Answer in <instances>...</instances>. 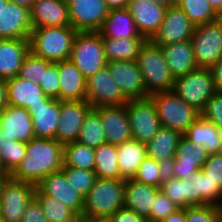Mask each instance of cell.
<instances>
[{
    "label": "cell",
    "instance_id": "cell-1",
    "mask_svg": "<svg viewBox=\"0 0 222 222\" xmlns=\"http://www.w3.org/2000/svg\"><path fill=\"white\" fill-rule=\"evenodd\" d=\"M63 154L64 145L57 140L34 137L27 143L24 159L9 176L36 186L46 176L62 169Z\"/></svg>",
    "mask_w": 222,
    "mask_h": 222
},
{
    "label": "cell",
    "instance_id": "cell-2",
    "mask_svg": "<svg viewBox=\"0 0 222 222\" xmlns=\"http://www.w3.org/2000/svg\"><path fill=\"white\" fill-rule=\"evenodd\" d=\"M77 31L72 26L33 27L30 37V52L51 63L70 58Z\"/></svg>",
    "mask_w": 222,
    "mask_h": 222
},
{
    "label": "cell",
    "instance_id": "cell-3",
    "mask_svg": "<svg viewBox=\"0 0 222 222\" xmlns=\"http://www.w3.org/2000/svg\"><path fill=\"white\" fill-rule=\"evenodd\" d=\"M124 184L121 179L96 178L84 197L83 218L111 217L124 206Z\"/></svg>",
    "mask_w": 222,
    "mask_h": 222
},
{
    "label": "cell",
    "instance_id": "cell-4",
    "mask_svg": "<svg viewBox=\"0 0 222 222\" xmlns=\"http://www.w3.org/2000/svg\"><path fill=\"white\" fill-rule=\"evenodd\" d=\"M136 62L149 95L173 89L174 78L168 69L160 46L151 40H146L139 51Z\"/></svg>",
    "mask_w": 222,
    "mask_h": 222
},
{
    "label": "cell",
    "instance_id": "cell-5",
    "mask_svg": "<svg viewBox=\"0 0 222 222\" xmlns=\"http://www.w3.org/2000/svg\"><path fill=\"white\" fill-rule=\"evenodd\" d=\"M160 124L184 135L200 113L181 99L174 91L152 93Z\"/></svg>",
    "mask_w": 222,
    "mask_h": 222
},
{
    "label": "cell",
    "instance_id": "cell-6",
    "mask_svg": "<svg viewBox=\"0 0 222 222\" xmlns=\"http://www.w3.org/2000/svg\"><path fill=\"white\" fill-rule=\"evenodd\" d=\"M88 79L107 65L102 37L99 32H77L69 58Z\"/></svg>",
    "mask_w": 222,
    "mask_h": 222
},
{
    "label": "cell",
    "instance_id": "cell-7",
    "mask_svg": "<svg viewBox=\"0 0 222 222\" xmlns=\"http://www.w3.org/2000/svg\"><path fill=\"white\" fill-rule=\"evenodd\" d=\"M172 91L199 113L207 100L217 92L209 68H197L174 79Z\"/></svg>",
    "mask_w": 222,
    "mask_h": 222
},
{
    "label": "cell",
    "instance_id": "cell-8",
    "mask_svg": "<svg viewBox=\"0 0 222 222\" xmlns=\"http://www.w3.org/2000/svg\"><path fill=\"white\" fill-rule=\"evenodd\" d=\"M190 41L198 68H210L222 58L221 22L196 25Z\"/></svg>",
    "mask_w": 222,
    "mask_h": 222
},
{
    "label": "cell",
    "instance_id": "cell-9",
    "mask_svg": "<svg viewBox=\"0 0 222 222\" xmlns=\"http://www.w3.org/2000/svg\"><path fill=\"white\" fill-rule=\"evenodd\" d=\"M35 190V185L9 176L1 188L0 218L5 222H20L25 208L34 198Z\"/></svg>",
    "mask_w": 222,
    "mask_h": 222
},
{
    "label": "cell",
    "instance_id": "cell-10",
    "mask_svg": "<svg viewBox=\"0 0 222 222\" xmlns=\"http://www.w3.org/2000/svg\"><path fill=\"white\" fill-rule=\"evenodd\" d=\"M125 107L130 121L132 139L147 144L161 127L155 104L148 97L128 100Z\"/></svg>",
    "mask_w": 222,
    "mask_h": 222
},
{
    "label": "cell",
    "instance_id": "cell-11",
    "mask_svg": "<svg viewBox=\"0 0 222 222\" xmlns=\"http://www.w3.org/2000/svg\"><path fill=\"white\" fill-rule=\"evenodd\" d=\"M86 101L92 108H97L124 105L128 99L121 92L106 65L87 79Z\"/></svg>",
    "mask_w": 222,
    "mask_h": 222
},
{
    "label": "cell",
    "instance_id": "cell-12",
    "mask_svg": "<svg viewBox=\"0 0 222 222\" xmlns=\"http://www.w3.org/2000/svg\"><path fill=\"white\" fill-rule=\"evenodd\" d=\"M195 25L189 20L184 11L176 4L167 7L164 20L159 30L150 39L158 46L191 39Z\"/></svg>",
    "mask_w": 222,
    "mask_h": 222
},
{
    "label": "cell",
    "instance_id": "cell-13",
    "mask_svg": "<svg viewBox=\"0 0 222 222\" xmlns=\"http://www.w3.org/2000/svg\"><path fill=\"white\" fill-rule=\"evenodd\" d=\"M108 12L105 0H76L69 5L71 26L77 32H98Z\"/></svg>",
    "mask_w": 222,
    "mask_h": 222
},
{
    "label": "cell",
    "instance_id": "cell-14",
    "mask_svg": "<svg viewBox=\"0 0 222 222\" xmlns=\"http://www.w3.org/2000/svg\"><path fill=\"white\" fill-rule=\"evenodd\" d=\"M91 109L87 101H61V116L54 139L63 145L75 142L84 118Z\"/></svg>",
    "mask_w": 222,
    "mask_h": 222
},
{
    "label": "cell",
    "instance_id": "cell-15",
    "mask_svg": "<svg viewBox=\"0 0 222 222\" xmlns=\"http://www.w3.org/2000/svg\"><path fill=\"white\" fill-rule=\"evenodd\" d=\"M107 66L114 81L128 100L149 97L136 61H110L107 62Z\"/></svg>",
    "mask_w": 222,
    "mask_h": 222
},
{
    "label": "cell",
    "instance_id": "cell-16",
    "mask_svg": "<svg viewBox=\"0 0 222 222\" xmlns=\"http://www.w3.org/2000/svg\"><path fill=\"white\" fill-rule=\"evenodd\" d=\"M93 109L100 115L107 143L119 145L132 139L125 104L120 106H100Z\"/></svg>",
    "mask_w": 222,
    "mask_h": 222
},
{
    "label": "cell",
    "instance_id": "cell-17",
    "mask_svg": "<svg viewBox=\"0 0 222 222\" xmlns=\"http://www.w3.org/2000/svg\"><path fill=\"white\" fill-rule=\"evenodd\" d=\"M138 32L150 40L159 30L167 7L151 0H130L127 6Z\"/></svg>",
    "mask_w": 222,
    "mask_h": 222
},
{
    "label": "cell",
    "instance_id": "cell-18",
    "mask_svg": "<svg viewBox=\"0 0 222 222\" xmlns=\"http://www.w3.org/2000/svg\"><path fill=\"white\" fill-rule=\"evenodd\" d=\"M30 10L9 1L0 11V39H29Z\"/></svg>",
    "mask_w": 222,
    "mask_h": 222
},
{
    "label": "cell",
    "instance_id": "cell-19",
    "mask_svg": "<svg viewBox=\"0 0 222 222\" xmlns=\"http://www.w3.org/2000/svg\"><path fill=\"white\" fill-rule=\"evenodd\" d=\"M36 187L44 195L58 199L74 210L79 216H82L84 197L70 185L61 170L43 178Z\"/></svg>",
    "mask_w": 222,
    "mask_h": 222
},
{
    "label": "cell",
    "instance_id": "cell-20",
    "mask_svg": "<svg viewBox=\"0 0 222 222\" xmlns=\"http://www.w3.org/2000/svg\"><path fill=\"white\" fill-rule=\"evenodd\" d=\"M0 130L3 135L28 143L35 137L32 118L26 108L8 105L0 112Z\"/></svg>",
    "mask_w": 222,
    "mask_h": 222
},
{
    "label": "cell",
    "instance_id": "cell-21",
    "mask_svg": "<svg viewBox=\"0 0 222 222\" xmlns=\"http://www.w3.org/2000/svg\"><path fill=\"white\" fill-rule=\"evenodd\" d=\"M8 105L22 108L44 105L50 97L46 96L38 83L19 76L5 80Z\"/></svg>",
    "mask_w": 222,
    "mask_h": 222
},
{
    "label": "cell",
    "instance_id": "cell-22",
    "mask_svg": "<svg viewBox=\"0 0 222 222\" xmlns=\"http://www.w3.org/2000/svg\"><path fill=\"white\" fill-rule=\"evenodd\" d=\"M30 21L32 27L71 26L69 6L63 0H37Z\"/></svg>",
    "mask_w": 222,
    "mask_h": 222
},
{
    "label": "cell",
    "instance_id": "cell-23",
    "mask_svg": "<svg viewBox=\"0 0 222 222\" xmlns=\"http://www.w3.org/2000/svg\"><path fill=\"white\" fill-rule=\"evenodd\" d=\"M159 191L158 187L134 179L125 180L124 207L134 210L144 220L150 222V212Z\"/></svg>",
    "mask_w": 222,
    "mask_h": 222
},
{
    "label": "cell",
    "instance_id": "cell-24",
    "mask_svg": "<svg viewBox=\"0 0 222 222\" xmlns=\"http://www.w3.org/2000/svg\"><path fill=\"white\" fill-rule=\"evenodd\" d=\"M29 53V39H0V79L8 80L18 76Z\"/></svg>",
    "mask_w": 222,
    "mask_h": 222
},
{
    "label": "cell",
    "instance_id": "cell-25",
    "mask_svg": "<svg viewBox=\"0 0 222 222\" xmlns=\"http://www.w3.org/2000/svg\"><path fill=\"white\" fill-rule=\"evenodd\" d=\"M207 156L206 150L200 144L191 143L183 136L175 152L174 178L189 177L200 170L205 164Z\"/></svg>",
    "mask_w": 222,
    "mask_h": 222
},
{
    "label": "cell",
    "instance_id": "cell-26",
    "mask_svg": "<svg viewBox=\"0 0 222 222\" xmlns=\"http://www.w3.org/2000/svg\"><path fill=\"white\" fill-rule=\"evenodd\" d=\"M61 101L50 98L44 105L26 108L32 118L33 132L37 138L54 139L60 119Z\"/></svg>",
    "mask_w": 222,
    "mask_h": 222
},
{
    "label": "cell",
    "instance_id": "cell-27",
    "mask_svg": "<svg viewBox=\"0 0 222 222\" xmlns=\"http://www.w3.org/2000/svg\"><path fill=\"white\" fill-rule=\"evenodd\" d=\"M60 101H86L87 79L70 60L58 62Z\"/></svg>",
    "mask_w": 222,
    "mask_h": 222
},
{
    "label": "cell",
    "instance_id": "cell-28",
    "mask_svg": "<svg viewBox=\"0 0 222 222\" xmlns=\"http://www.w3.org/2000/svg\"><path fill=\"white\" fill-rule=\"evenodd\" d=\"M161 49L174 79L198 68L190 40L164 45Z\"/></svg>",
    "mask_w": 222,
    "mask_h": 222
},
{
    "label": "cell",
    "instance_id": "cell-29",
    "mask_svg": "<svg viewBox=\"0 0 222 222\" xmlns=\"http://www.w3.org/2000/svg\"><path fill=\"white\" fill-rule=\"evenodd\" d=\"M98 32L102 38H145L138 32L127 8L109 10Z\"/></svg>",
    "mask_w": 222,
    "mask_h": 222
},
{
    "label": "cell",
    "instance_id": "cell-30",
    "mask_svg": "<svg viewBox=\"0 0 222 222\" xmlns=\"http://www.w3.org/2000/svg\"><path fill=\"white\" fill-rule=\"evenodd\" d=\"M191 143L200 144L210 154L222 153L221 129L199 116L183 135Z\"/></svg>",
    "mask_w": 222,
    "mask_h": 222
},
{
    "label": "cell",
    "instance_id": "cell-31",
    "mask_svg": "<svg viewBox=\"0 0 222 222\" xmlns=\"http://www.w3.org/2000/svg\"><path fill=\"white\" fill-rule=\"evenodd\" d=\"M146 157V144L135 139L117 145V164L121 180L133 179Z\"/></svg>",
    "mask_w": 222,
    "mask_h": 222
},
{
    "label": "cell",
    "instance_id": "cell-32",
    "mask_svg": "<svg viewBox=\"0 0 222 222\" xmlns=\"http://www.w3.org/2000/svg\"><path fill=\"white\" fill-rule=\"evenodd\" d=\"M183 137L179 132L161 126L157 134L146 144L147 157L157 162L166 157H175L179 141Z\"/></svg>",
    "mask_w": 222,
    "mask_h": 222
},
{
    "label": "cell",
    "instance_id": "cell-33",
    "mask_svg": "<svg viewBox=\"0 0 222 222\" xmlns=\"http://www.w3.org/2000/svg\"><path fill=\"white\" fill-rule=\"evenodd\" d=\"M146 38H102L107 62L136 61Z\"/></svg>",
    "mask_w": 222,
    "mask_h": 222
},
{
    "label": "cell",
    "instance_id": "cell-34",
    "mask_svg": "<svg viewBox=\"0 0 222 222\" xmlns=\"http://www.w3.org/2000/svg\"><path fill=\"white\" fill-rule=\"evenodd\" d=\"M117 161V145L104 143L95 148L96 176L102 179H121Z\"/></svg>",
    "mask_w": 222,
    "mask_h": 222
},
{
    "label": "cell",
    "instance_id": "cell-35",
    "mask_svg": "<svg viewBox=\"0 0 222 222\" xmlns=\"http://www.w3.org/2000/svg\"><path fill=\"white\" fill-rule=\"evenodd\" d=\"M34 198L41 205L48 222H73L80 216L58 199L44 195L37 187Z\"/></svg>",
    "mask_w": 222,
    "mask_h": 222
},
{
    "label": "cell",
    "instance_id": "cell-36",
    "mask_svg": "<svg viewBox=\"0 0 222 222\" xmlns=\"http://www.w3.org/2000/svg\"><path fill=\"white\" fill-rule=\"evenodd\" d=\"M196 194V206L207 204L222 207V188L208 175L198 170L192 174Z\"/></svg>",
    "mask_w": 222,
    "mask_h": 222
},
{
    "label": "cell",
    "instance_id": "cell-37",
    "mask_svg": "<svg viewBox=\"0 0 222 222\" xmlns=\"http://www.w3.org/2000/svg\"><path fill=\"white\" fill-rule=\"evenodd\" d=\"M63 167L93 170L95 168V148L70 142L64 145Z\"/></svg>",
    "mask_w": 222,
    "mask_h": 222
},
{
    "label": "cell",
    "instance_id": "cell-38",
    "mask_svg": "<svg viewBox=\"0 0 222 222\" xmlns=\"http://www.w3.org/2000/svg\"><path fill=\"white\" fill-rule=\"evenodd\" d=\"M76 141L92 148L107 143L100 115L93 108L85 116Z\"/></svg>",
    "mask_w": 222,
    "mask_h": 222
},
{
    "label": "cell",
    "instance_id": "cell-39",
    "mask_svg": "<svg viewBox=\"0 0 222 222\" xmlns=\"http://www.w3.org/2000/svg\"><path fill=\"white\" fill-rule=\"evenodd\" d=\"M176 5L184 11L195 26L219 19V15L208 0H176Z\"/></svg>",
    "mask_w": 222,
    "mask_h": 222
},
{
    "label": "cell",
    "instance_id": "cell-40",
    "mask_svg": "<svg viewBox=\"0 0 222 222\" xmlns=\"http://www.w3.org/2000/svg\"><path fill=\"white\" fill-rule=\"evenodd\" d=\"M27 143L15 141L13 144L0 145V167L10 175L24 159Z\"/></svg>",
    "mask_w": 222,
    "mask_h": 222
},
{
    "label": "cell",
    "instance_id": "cell-41",
    "mask_svg": "<svg viewBox=\"0 0 222 222\" xmlns=\"http://www.w3.org/2000/svg\"><path fill=\"white\" fill-rule=\"evenodd\" d=\"M61 171L64 173L70 185L83 197H85L93 187L97 178L96 173L93 170L76 167H62Z\"/></svg>",
    "mask_w": 222,
    "mask_h": 222
},
{
    "label": "cell",
    "instance_id": "cell-42",
    "mask_svg": "<svg viewBox=\"0 0 222 222\" xmlns=\"http://www.w3.org/2000/svg\"><path fill=\"white\" fill-rule=\"evenodd\" d=\"M51 64L52 63L48 60L37 57L30 52L25 57L18 76L20 78L28 79L33 83L41 84L43 70H47Z\"/></svg>",
    "mask_w": 222,
    "mask_h": 222
},
{
    "label": "cell",
    "instance_id": "cell-43",
    "mask_svg": "<svg viewBox=\"0 0 222 222\" xmlns=\"http://www.w3.org/2000/svg\"><path fill=\"white\" fill-rule=\"evenodd\" d=\"M186 222H222V207L212 204L186 207Z\"/></svg>",
    "mask_w": 222,
    "mask_h": 222
},
{
    "label": "cell",
    "instance_id": "cell-44",
    "mask_svg": "<svg viewBox=\"0 0 222 222\" xmlns=\"http://www.w3.org/2000/svg\"><path fill=\"white\" fill-rule=\"evenodd\" d=\"M133 179L160 188L162 183L160 181L158 162L153 158L146 157L143 163L139 166Z\"/></svg>",
    "mask_w": 222,
    "mask_h": 222
},
{
    "label": "cell",
    "instance_id": "cell-45",
    "mask_svg": "<svg viewBox=\"0 0 222 222\" xmlns=\"http://www.w3.org/2000/svg\"><path fill=\"white\" fill-rule=\"evenodd\" d=\"M39 86L46 96L60 100L58 62L52 63L47 70H43L42 83Z\"/></svg>",
    "mask_w": 222,
    "mask_h": 222
},
{
    "label": "cell",
    "instance_id": "cell-46",
    "mask_svg": "<svg viewBox=\"0 0 222 222\" xmlns=\"http://www.w3.org/2000/svg\"><path fill=\"white\" fill-rule=\"evenodd\" d=\"M178 208L179 207L160 190L154 199V204L150 212V222H161Z\"/></svg>",
    "mask_w": 222,
    "mask_h": 222
},
{
    "label": "cell",
    "instance_id": "cell-47",
    "mask_svg": "<svg viewBox=\"0 0 222 222\" xmlns=\"http://www.w3.org/2000/svg\"><path fill=\"white\" fill-rule=\"evenodd\" d=\"M200 116L222 129V91H217L207 100Z\"/></svg>",
    "mask_w": 222,
    "mask_h": 222
},
{
    "label": "cell",
    "instance_id": "cell-48",
    "mask_svg": "<svg viewBox=\"0 0 222 222\" xmlns=\"http://www.w3.org/2000/svg\"><path fill=\"white\" fill-rule=\"evenodd\" d=\"M160 190L179 208H184V190L181 179L172 178L169 181L163 182Z\"/></svg>",
    "mask_w": 222,
    "mask_h": 222
},
{
    "label": "cell",
    "instance_id": "cell-49",
    "mask_svg": "<svg viewBox=\"0 0 222 222\" xmlns=\"http://www.w3.org/2000/svg\"><path fill=\"white\" fill-rule=\"evenodd\" d=\"M201 170L222 188V153L208 155Z\"/></svg>",
    "mask_w": 222,
    "mask_h": 222
},
{
    "label": "cell",
    "instance_id": "cell-50",
    "mask_svg": "<svg viewBox=\"0 0 222 222\" xmlns=\"http://www.w3.org/2000/svg\"><path fill=\"white\" fill-rule=\"evenodd\" d=\"M20 222H48L41 205L35 198L25 208Z\"/></svg>",
    "mask_w": 222,
    "mask_h": 222
},
{
    "label": "cell",
    "instance_id": "cell-51",
    "mask_svg": "<svg viewBox=\"0 0 222 222\" xmlns=\"http://www.w3.org/2000/svg\"><path fill=\"white\" fill-rule=\"evenodd\" d=\"M112 222H145L134 210L126 207L118 209L111 217Z\"/></svg>",
    "mask_w": 222,
    "mask_h": 222
},
{
    "label": "cell",
    "instance_id": "cell-52",
    "mask_svg": "<svg viewBox=\"0 0 222 222\" xmlns=\"http://www.w3.org/2000/svg\"><path fill=\"white\" fill-rule=\"evenodd\" d=\"M184 190V208L196 206V194L194 187V177L190 175L181 179Z\"/></svg>",
    "mask_w": 222,
    "mask_h": 222
},
{
    "label": "cell",
    "instance_id": "cell-53",
    "mask_svg": "<svg viewBox=\"0 0 222 222\" xmlns=\"http://www.w3.org/2000/svg\"><path fill=\"white\" fill-rule=\"evenodd\" d=\"M174 160L175 157H166L158 162L161 183L174 178Z\"/></svg>",
    "mask_w": 222,
    "mask_h": 222
},
{
    "label": "cell",
    "instance_id": "cell-54",
    "mask_svg": "<svg viewBox=\"0 0 222 222\" xmlns=\"http://www.w3.org/2000/svg\"><path fill=\"white\" fill-rule=\"evenodd\" d=\"M217 91H222V58L209 68Z\"/></svg>",
    "mask_w": 222,
    "mask_h": 222
},
{
    "label": "cell",
    "instance_id": "cell-55",
    "mask_svg": "<svg viewBox=\"0 0 222 222\" xmlns=\"http://www.w3.org/2000/svg\"><path fill=\"white\" fill-rule=\"evenodd\" d=\"M161 222H186V208H178Z\"/></svg>",
    "mask_w": 222,
    "mask_h": 222
},
{
    "label": "cell",
    "instance_id": "cell-56",
    "mask_svg": "<svg viewBox=\"0 0 222 222\" xmlns=\"http://www.w3.org/2000/svg\"><path fill=\"white\" fill-rule=\"evenodd\" d=\"M8 106L7 86L3 79H0V112Z\"/></svg>",
    "mask_w": 222,
    "mask_h": 222
},
{
    "label": "cell",
    "instance_id": "cell-57",
    "mask_svg": "<svg viewBox=\"0 0 222 222\" xmlns=\"http://www.w3.org/2000/svg\"><path fill=\"white\" fill-rule=\"evenodd\" d=\"M130 0H105L109 10L127 8Z\"/></svg>",
    "mask_w": 222,
    "mask_h": 222
},
{
    "label": "cell",
    "instance_id": "cell-58",
    "mask_svg": "<svg viewBox=\"0 0 222 222\" xmlns=\"http://www.w3.org/2000/svg\"><path fill=\"white\" fill-rule=\"evenodd\" d=\"M10 1L18 4L19 6L25 7L28 10H31V8L33 7L34 3L37 0H10Z\"/></svg>",
    "mask_w": 222,
    "mask_h": 222
},
{
    "label": "cell",
    "instance_id": "cell-59",
    "mask_svg": "<svg viewBox=\"0 0 222 222\" xmlns=\"http://www.w3.org/2000/svg\"><path fill=\"white\" fill-rule=\"evenodd\" d=\"M211 7L218 15H222V0H208Z\"/></svg>",
    "mask_w": 222,
    "mask_h": 222
},
{
    "label": "cell",
    "instance_id": "cell-60",
    "mask_svg": "<svg viewBox=\"0 0 222 222\" xmlns=\"http://www.w3.org/2000/svg\"><path fill=\"white\" fill-rule=\"evenodd\" d=\"M15 141H17L16 138H11L7 135H3L2 130H0V145L13 144V142Z\"/></svg>",
    "mask_w": 222,
    "mask_h": 222
},
{
    "label": "cell",
    "instance_id": "cell-61",
    "mask_svg": "<svg viewBox=\"0 0 222 222\" xmlns=\"http://www.w3.org/2000/svg\"><path fill=\"white\" fill-rule=\"evenodd\" d=\"M152 2L162 5L164 7H170L176 4V0H151Z\"/></svg>",
    "mask_w": 222,
    "mask_h": 222
},
{
    "label": "cell",
    "instance_id": "cell-62",
    "mask_svg": "<svg viewBox=\"0 0 222 222\" xmlns=\"http://www.w3.org/2000/svg\"><path fill=\"white\" fill-rule=\"evenodd\" d=\"M88 222H112L110 217L106 218H88Z\"/></svg>",
    "mask_w": 222,
    "mask_h": 222
},
{
    "label": "cell",
    "instance_id": "cell-63",
    "mask_svg": "<svg viewBox=\"0 0 222 222\" xmlns=\"http://www.w3.org/2000/svg\"><path fill=\"white\" fill-rule=\"evenodd\" d=\"M8 177L9 175H0V193H1V188L3 186V183Z\"/></svg>",
    "mask_w": 222,
    "mask_h": 222
},
{
    "label": "cell",
    "instance_id": "cell-64",
    "mask_svg": "<svg viewBox=\"0 0 222 222\" xmlns=\"http://www.w3.org/2000/svg\"><path fill=\"white\" fill-rule=\"evenodd\" d=\"M10 0H0V11L3 8V6H6V4L9 2Z\"/></svg>",
    "mask_w": 222,
    "mask_h": 222
},
{
    "label": "cell",
    "instance_id": "cell-65",
    "mask_svg": "<svg viewBox=\"0 0 222 222\" xmlns=\"http://www.w3.org/2000/svg\"><path fill=\"white\" fill-rule=\"evenodd\" d=\"M73 222H88V218H83L82 216H80L78 219H76Z\"/></svg>",
    "mask_w": 222,
    "mask_h": 222
},
{
    "label": "cell",
    "instance_id": "cell-66",
    "mask_svg": "<svg viewBox=\"0 0 222 222\" xmlns=\"http://www.w3.org/2000/svg\"><path fill=\"white\" fill-rule=\"evenodd\" d=\"M68 6L76 0H63Z\"/></svg>",
    "mask_w": 222,
    "mask_h": 222
},
{
    "label": "cell",
    "instance_id": "cell-67",
    "mask_svg": "<svg viewBox=\"0 0 222 222\" xmlns=\"http://www.w3.org/2000/svg\"><path fill=\"white\" fill-rule=\"evenodd\" d=\"M0 175H8L7 173L3 172V170L0 167Z\"/></svg>",
    "mask_w": 222,
    "mask_h": 222
},
{
    "label": "cell",
    "instance_id": "cell-68",
    "mask_svg": "<svg viewBox=\"0 0 222 222\" xmlns=\"http://www.w3.org/2000/svg\"><path fill=\"white\" fill-rule=\"evenodd\" d=\"M218 20L221 22V25H222V15H219V19Z\"/></svg>",
    "mask_w": 222,
    "mask_h": 222
},
{
    "label": "cell",
    "instance_id": "cell-69",
    "mask_svg": "<svg viewBox=\"0 0 222 222\" xmlns=\"http://www.w3.org/2000/svg\"><path fill=\"white\" fill-rule=\"evenodd\" d=\"M220 138H221V147H222V129H221V137Z\"/></svg>",
    "mask_w": 222,
    "mask_h": 222
}]
</instances>
